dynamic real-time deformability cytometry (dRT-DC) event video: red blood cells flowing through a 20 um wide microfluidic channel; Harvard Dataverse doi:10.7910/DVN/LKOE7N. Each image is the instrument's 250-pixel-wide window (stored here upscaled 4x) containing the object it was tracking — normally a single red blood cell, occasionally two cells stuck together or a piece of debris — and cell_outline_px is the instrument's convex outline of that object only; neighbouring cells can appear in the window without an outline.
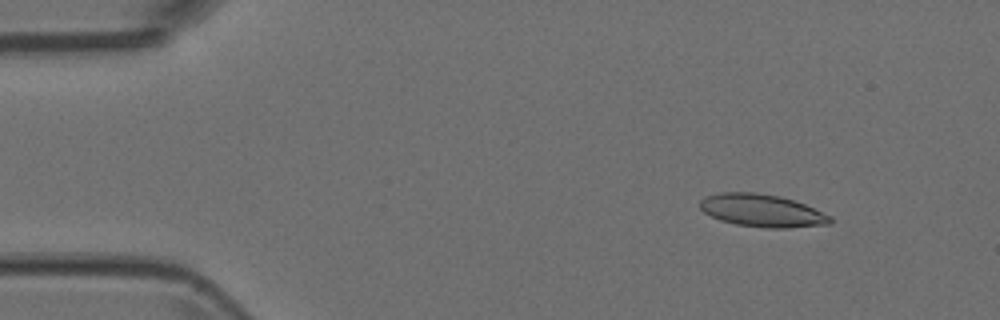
{"species": "Egyptian fruit bat (a non-hibernating species)", "species_latin": "Rousettus aegyptiacus", "temperature_condition": "room temperature", "stored_images_in_passage": 3, "camera_frame_rate_fps": 3000, "um_per_image_px": 0.085, "animal": {"sex": "female"}, "frame": {"image": 1, "passage_image": 1, "time_ms": 0.0, "image_size_px": [1000, 320], "cell_outline_px": [[832, 220], [828, 224], [788, 228], [764, 228], [736, 224], [720, 220], [704, 212], [700, 208], [700, 200], [704, 196], [720, 192], [756, 192], [780, 196], [804, 204], [832, 216]], "centroid_in_image_um": [64.75, 17.89], "position_along_channel_um": 20.3, "area_um2": 24.8}}